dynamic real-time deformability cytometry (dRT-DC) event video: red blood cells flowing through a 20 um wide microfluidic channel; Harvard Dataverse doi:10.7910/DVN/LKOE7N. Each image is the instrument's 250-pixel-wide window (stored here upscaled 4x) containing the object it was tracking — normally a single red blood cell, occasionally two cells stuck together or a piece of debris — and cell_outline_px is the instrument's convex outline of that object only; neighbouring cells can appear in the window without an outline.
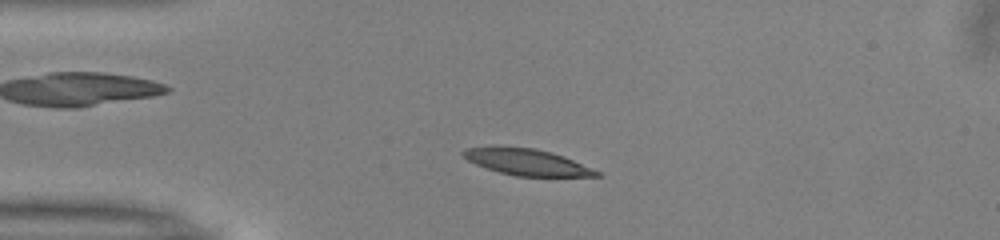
{"species": "common noctule bat (a hibernating species)", "species_latin": "Nyctalus noctula", "temperature_condition": "warm", "stored_images_in_passage": 47, "camera_frame_rate_fps": 3000, "um_per_image_px": 0.085, "animal": {"sex": "male", "body_mass_g": 13.0, "forearm_length_mm": 53.1}, "frame": {"image": 1, "passage_image": 8, "time_ms": 2.333, "image_size_px": [1000, 240], "cell_outline_px": [[600, 176], [516, 176], [500, 172], [476, 164], [468, 160], [460, 152], [468, 148], [536, 148], [552, 152], [564, 156], [592, 168], [600, 172]], "centroid_in_image_um": [44.85, 13.8], "position_along_channel_um": 40.1, "area_um2": 19.77}}
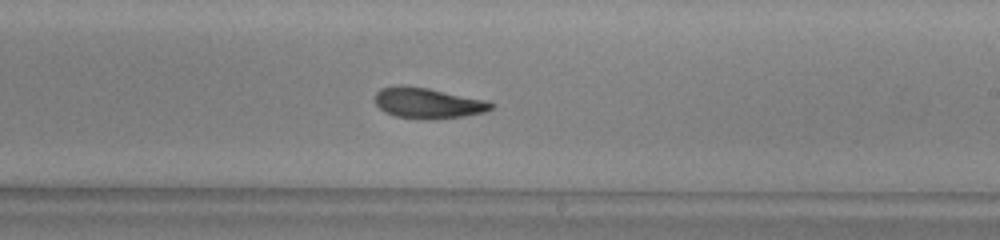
{"frame": {"image": 2, "passage_image": 26, "time_ms": 8.333, "image_size_px": [1000, 240], "cell_outline_px": [[496, 104], [492, 108], [484, 112], [464, 116], [436, 120], [432, 120], [396, 116], [384, 112], [376, 104], [376, 92], [380, 88], [400, 84], [428, 88], [488, 100]], "centroid_in_image_um": [36.39, 8.76], "position_along_channel_um": 252.6, "area_um2": 20.98}}
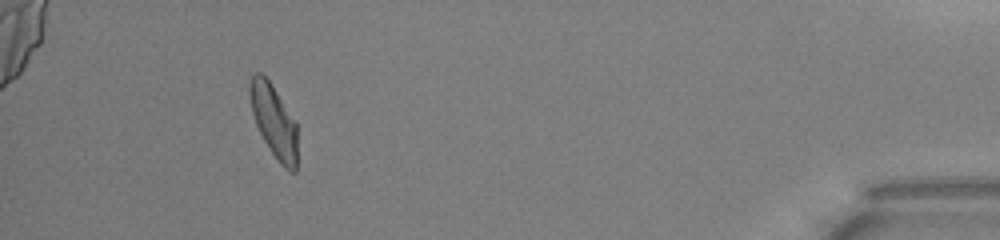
{"frame": {"image": 3, "passage_image": 43, "time_ms": 14.0, "image_size_px": [1000, 240], "cell_outline_px": [[296, 172], [292, 172], [284, 168], [276, 160], [264, 140], [256, 124], [252, 112], [248, 92], [248, 84], [252, 76], [256, 72], [260, 72], [268, 80], [296, 120]], "centroid_in_image_um": [23.26, 10.29], "position_along_channel_um": 411.9, "area_um2": 20.11}, "authors_computed_cell_mechanics": {"area_um2": 20.808, "velocity_mm_per_s": 3.9882, "shape_relaxation_time_tau1_ms": 6.7748, "shape_relaxation_time_tau2_ms": 3.1976, "deformation_change_tau1": 0.2137, "deformation_change_tau2": 0.1113}}